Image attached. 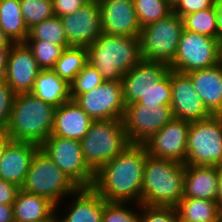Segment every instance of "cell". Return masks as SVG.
<instances>
[{"mask_svg":"<svg viewBox=\"0 0 222 222\" xmlns=\"http://www.w3.org/2000/svg\"><path fill=\"white\" fill-rule=\"evenodd\" d=\"M147 155L144 144H129L122 153L95 173L92 188L105 201L128 204L136 201L138 208L141 204L143 171Z\"/></svg>","mask_w":222,"mask_h":222,"instance_id":"obj_1","label":"cell"},{"mask_svg":"<svg viewBox=\"0 0 222 222\" xmlns=\"http://www.w3.org/2000/svg\"><path fill=\"white\" fill-rule=\"evenodd\" d=\"M87 60L104 81H121L141 60L139 37L102 33L86 47Z\"/></svg>","mask_w":222,"mask_h":222,"instance_id":"obj_2","label":"cell"},{"mask_svg":"<svg viewBox=\"0 0 222 222\" xmlns=\"http://www.w3.org/2000/svg\"><path fill=\"white\" fill-rule=\"evenodd\" d=\"M185 164L146 156L141 204L175 207L183 198Z\"/></svg>","mask_w":222,"mask_h":222,"instance_id":"obj_3","label":"cell"},{"mask_svg":"<svg viewBox=\"0 0 222 222\" xmlns=\"http://www.w3.org/2000/svg\"><path fill=\"white\" fill-rule=\"evenodd\" d=\"M55 108L32 93L16 94L6 130L8 136L40 146L51 135Z\"/></svg>","mask_w":222,"mask_h":222,"instance_id":"obj_4","label":"cell"},{"mask_svg":"<svg viewBox=\"0 0 222 222\" xmlns=\"http://www.w3.org/2000/svg\"><path fill=\"white\" fill-rule=\"evenodd\" d=\"M80 142L84 160L94 173L130 144L120 119L93 120Z\"/></svg>","mask_w":222,"mask_h":222,"instance_id":"obj_5","label":"cell"},{"mask_svg":"<svg viewBox=\"0 0 222 222\" xmlns=\"http://www.w3.org/2000/svg\"><path fill=\"white\" fill-rule=\"evenodd\" d=\"M21 189L48 198L57 211L63 196L71 197L79 187L40 148L31 161Z\"/></svg>","mask_w":222,"mask_h":222,"instance_id":"obj_6","label":"cell"},{"mask_svg":"<svg viewBox=\"0 0 222 222\" xmlns=\"http://www.w3.org/2000/svg\"><path fill=\"white\" fill-rule=\"evenodd\" d=\"M183 29L182 18L174 12L143 27L139 36L142 60L170 65L176 56Z\"/></svg>","mask_w":222,"mask_h":222,"instance_id":"obj_7","label":"cell"},{"mask_svg":"<svg viewBox=\"0 0 222 222\" xmlns=\"http://www.w3.org/2000/svg\"><path fill=\"white\" fill-rule=\"evenodd\" d=\"M222 163V115L190 122L184 164L217 166Z\"/></svg>","mask_w":222,"mask_h":222,"instance_id":"obj_8","label":"cell"},{"mask_svg":"<svg viewBox=\"0 0 222 222\" xmlns=\"http://www.w3.org/2000/svg\"><path fill=\"white\" fill-rule=\"evenodd\" d=\"M222 62V41L183 29L170 69L187 74Z\"/></svg>","mask_w":222,"mask_h":222,"instance_id":"obj_9","label":"cell"},{"mask_svg":"<svg viewBox=\"0 0 222 222\" xmlns=\"http://www.w3.org/2000/svg\"><path fill=\"white\" fill-rule=\"evenodd\" d=\"M40 148L79 188H92L95 173L84 160L79 140L49 136Z\"/></svg>","mask_w":222,"mask_h":222,"instance_id":"obj_10","label":"cell"},{"mask_svg":"<svg viewBox=\"0 0 222 222\" xmlns=\"http://www.w3.org/2000/svg\"><path fill=\"white\" fill-rule=\"evenodd\" d=\"M173 118L170 105L137 102L126 105L122 120L130 144H144Z\"/></svg>","mask_w":222,"mask_h":222,"instance_id":"obj_11","label":"cell"},{"mask_svg":"<svg viewBox=\"0 0 222 222\" xmlns=\"http://www.w3.org/2000/svg\"><path fill=\"white\" fill-rule=\"evenodd\" d=\"M92 120L123 119L125 103L121 81H104L74 100Z\"/></svg>","mask_w":222,"mask_h":222,"instance_id":"obj_12","label":"cell"},{"mask_svg":"<svg viewBox=\"0 0 222 222\" xmlns=\"http://www.w3.org/2000/svg\"><path fill=\"white\" fill-rule=\"evenodd\" d=\"M190 122L173 118L144 143L148 155L185 163Z\"/></svg>","mask_w":222,"mask_h":222,"instance_id":"obj_13","label":"cell"},{"mask_svg":"<svg viewBox=\"0 0 222 222\" xmlns=\"http://www.w3.org/2000/svg\"><path fill=\"white\" fill-rule=\"evenodd\" d=\"M70 46L87 47L103 33L97 1H89L74 13L60 17Z\"/></svg>","mask_w":222,"mask_h":222,"instance_id":"obj_14","label":"cell"},{"mask_svg":"<svg viewBox=\"0 0 222 222\" xmlns=\"http://www.w3.org/2000/svg\"><path fill=\"white\" fill-rule=\"evenodd\" d=\"M170 83L172 86L170 106L174 118L195 122L212 116L204 106L187 74L170 69Z\"/></svg>","mask_w":222,"mask_h":222,"instance_id":"obj_15","label":"cell"},{"mask_svg":"<svg viewBox=\"0 0 222 222\" xmlns=\"http://www.w3.org/2000/svg\"><path fill=\"white\" fill-rule=\"evenodd\" d=\"M34 55L25 43H14L8 56L5 82L15 94L31 93L40 73Z\"/></svg>","mask_w":222,"mask_h":222,"instance_id":"obj_16","label":"cell"},{"mask_svg":"<svg viewBox=\"0 0 222 222\" xmlns=\"http://www.w3.org/2000/svg\"><path fill=\"white\" fill-rule=\"evenodd\" d=\"M103 33L139 37L141 26L133 0H101L98 2Z\"/></svg>","mask_w":222,"mask_h":222,"instance_id":"obj_17","label":"cell"},{"mask_svg":"<svg viewBox=\"0 0 222 222\" xmlns=\"http://www.w3.org/2000/svg\"><path fill=\"white\" fill-rule=\"evenodd\" d=\"M169 70L168 64L141 60L122 77L121 84L125 105L141 100L149 87L157 83Z\"/></svg>","mask_w":222,"mask_h":222,"instance_id":"obj_18","label":"cell"},{"mask_svg":"<svg viewBox=\"0 0 222 222\" xmlns=\"http://www.w3.org/2000/svg\"><path fill=\"white\" fill-rule=\"evenodd\" d=\"M39 149L36 143L10 140L0 159V179L21 189L31 161Z\"/></svg>","mask_w":222,"mask_h":222,"instance_id":"obj_19","label":"cell"},{"mask_svg":"<svg viewBox=\"0 0 222 222\" xmlns=\"http://www.w3.org/2000/svg\"><path fill=\"white\" fill-rule=\"evenodd\" d=\"M204 106L212 115H222V62L187 73Z\"/></svg>","mask_w":222,"mask_h":222,"instance_id":"obj_20","label":"cell"},{"mask_svg":"<svg viewBox=\"0 0 222 222\" xmlns=\"http://www.w3.org/2000/svg\"><path fill=\"white\" fill-rule=\"evenodd\" d=\"M92 119L73 100L55 108L53 128L50 136L81 140L92 123Z\"/></svg>","mask_w":222,"mask_h":222,"instance_id":"obj_21","label":"cell"},{"mask_svg":"<svg viewBox=\"0 0 222 222\" xmlns=\"http://www.w3.org/2000/svg\"><path fill=\"white\" fill-rule=\"evenodd\" d=\"M217 187L216 166L185 164L183 197L216 201Z\"/></svg>","mask_w":222,"mask_h":222,"instance_id":"obj_22","label":"cell"},{"mask_svg":"<svg viewBox=\"0 0 222 222\" xmlns=\"http://www.w3.org/2000/svg\"><path fill=\"white\" fill-rule=\"evenodd\" d=\"M13 206L14 222L57 220L56 205L48 198L19 189Z\"/></svg>","mask_w":222,"mask_h":222,"instance_id":"obj_23","label":"cell"},{"mask_svg":"<svg viewBox=\"0 0 222 222\" xmlns=\"http://www.w3.org/2000/svg\"><path fill=\"white\" fill-rule=\"evenodd\" d=\"M66 216L57 222H102L103 198L93 188H79Z\"/></svg>","mask_w":222,"mask_h":222,"instance_id":"obj_24","label":"cell"},{"mask_svg":"<svg viewBox=\"0 0 222 222\" xmlns=\"http://www.w3.org/2000/svg\"><path fill=\"white\" fill-rule=\"evenodd\" d=\"M31 93L54 107L71 100L70 84L52 69H41Z\"/></svg>","mask_w":222,"mask_h":222,"instance_id":"obj_25","label":"cell"},{"mask_svg":"<svg viewBox=\"0 0 222 222\" xmlns=\"http://www.w3.org/2000/svg\"><path fill=\"white\" fill-rule=\"evenodd\" d=\"M175 208L179 216L191 222H222V208L216 201L183 197Z\"/></svg>","mask_w":222,"mask_h":222,"instance_id":"obj_26","label":"cell"},{"mask_svg":"<svg viewBox=\"0 0 222 222\" xmlns=\"http://www.w3.org/2000/svg\"><path fill=\"white\" fill-rule=\"evenodd\" d=\"M0 28L13 43H24L29 35L20 8V0H0Z\"/></svg>","mask_w":222,"mask_h":222,"instance_id":"obj_27","label":"cell"},{"mask_svg":"<svg viewBox=\"0 0 222 222\" xmlns=\"http://www.w3.org/2000/svg\"><path fill=\"white\" fill-rule=\"evenodd\" d=\"M87 63L86 47L71 46L63 51L52 70L70 84Z\"/></svg>","mask_w":222,"mask_h":222,"instance_id":"obj_28","label":"cell"},{"mask_svg":"<svg viewBox=\"0 0 222 222\" xmlns=\"http://www.w3.org/2000/svg\"><path fill=\"white\" fill-rule=\"evenodd\" d=\"M185 30L218 39L216 6L182 17Z\"/></svg>","mask_w":222,"mask_h":222,"instance_id":"obj_29","label":"cell"},{"mask_svg":"<svg viewBox=\"0 0 222 222\" xmlns=\"http://www.w3.org/2000/svg\"><path fill=\"white\" fill-rule=\"evenodd\" d=\"M26 40H42L61 46H70L65 36L60 17L53 16L29 29Z\"/></svg>","mask_w":222,"mask_h":222,"instance_id":"obj_30","label":"cell"},{"mask_svg":"<svg viewBox=\"0 0 222 222\" xmlns=\"http://www.w3.org/2000/svg\"><path fill=\"white\" fill-rule=\"evenodd\" d=\"M133 6L141 28L173 12L166 0H133Z\"/></svg>","mask_w":222,"mask_h":222,"instance_id":"obj_31","label":"cell"},{"mask_svg":"<svg viewBox=\"0 0 222 222\" xmlns=\"http://www.w3.org/2000/svg\"><path fill=\"white\" fill-rule=\"evenodd\" d=\"M24 43L31 50L41 69H52L63 51L71 47L56 45L42 40H25Z\"/></svg>","mask_w":222,"mask_h":222,"instance_id":"obj_32","label":"cell"},{"mask_svg":"<svg viewBox=\"0 0 222 222\" xmlns=\"http://www.w3.org/2000/svg\"><path fill=\"white\" fill-rule=\"evenodd\" d=\"M20 8L28 30L34 25L55 16L53 0H20Z\"/></svg>","mask_w":222,"mask_h":222,"instance_id":"obj_33","label":"cell"},{"mask_svg":"<svg viewBox=\"0 0 222 222\" xmlns=\"http://www.w3.org/2000/svg\"><path fill=\"white\" fill-rule=\"evenodd\" d=\"M104 82L97 69L87 63L84 68L75 76L70 83L71 100H74L78 95L89 92L96 86Z\"/></svg>","mask_w":222,"mask_h":222,"instance_id":"obj_34","label":"cell"},{"mask_svg":"<svg viewBox=\"0 0 222 222\" xmlns=\"http://www.w3.org/2000/svg\"><path fill=\"white\" fill-rule=\"evenodd\" d=\"M172 100V86L170 70L155 84L149 87L139 104L170 105Z\"/></svg>","mask_w":222,"mask_h":222,"instance_id":"obj_35","label":"cell"},{"mask_svg":"<svg viewBox=\"0 0 222 222\" xmlns=\"http://www.w3.org/2000/svg\"><path fill=\"white\" fill-rule=\"evenodd\" d=\"M127 202H108L103 199L102 222H140V213L125 207Z\"/></svg>","mask_w":222,"mask_h":222,"instance_id":"obj_36","label":"cell"},{"mask_svg":"<svg viewBox=\"0 0 222 222\" xmlns=\"http://www.w3.org/2000/svg\"><path fill=\"white\" fill-rule=\"evenodd\" d=\"M139 212L140 222H175L176 208L173 206L139 204Z\"/></svg>","mask_w":222,"mask_h":222,"instance_id":"obj_37","label":"cell"},{"mask_svg":"<svg viewBox=\"0 0 222 222\" xmlns=\"http://www.w3.org/2000/svg\"><path fill=\"white\" fill-rule=\"evenodd\" d=\"M16 94L5 82L0 81V131L6 132Z\"/></svg>","mask_w":222,"mask_h":222,"instance_id":"obj_38","label":"cell"},{"mask_svg":"<svg viewBox=\"0 0 222 222\" xmlns=\"http://www.w3.org/2000/svg\"><path fill=\"white\" fill-rule=\"evenodd\" d=\"M215 3L216 0H181L173 12L182 18L189 13L214 7Z\"/></svg>","mask_w":222,"mask_h":222,"instance_id":"obj_39","label":"cell"},{"mask_svg":"<svg viewBox=\"0 0 222 222\" xmlns=\"http://www.w3.org/2000/svg\"><path fill=\"white\" fill-rule=\"evenodd\" d=\"M87 2H89V0H53L54 14L55 16L61 17L74 13Z\"/></svg>","mask_w":222,"mask_h":222,"instance_id":"obj_40","label":"cell"},{"mask_svg":"<svg viewBox=\"0 0 222 222\" xmlns=\"http://www.w3.org/2000/svg\"><path fill=\"white\" fill-rule=\"evenodd\" d=\"M19 187L0 179V204H13Z\"/></svg>","mask_w":222,"mask_h":222,"instance_id":"obj_41","label":"cell"},{"mask_svg":"<svg viewBox=\"0 0 222 222\" xmlns=\"http://www.w3.org/2000/svg\"><path fill=\"white\" fill-rule=\"evenodd\" d=\"M10 50L11 47L0 48V81L5 78Z\"/></svg>","mask_w":222,"mask_h":222,"instance_id":"obj_42","label":"cell"},{"mask_svg":"<svg viewBox=\"0 0 222 222\" xmlns=\"http://www.w3.org/2000/svg\"><path fill=\"white\" fill-rule=\"evenodd\" d=\"M0 222H14L12 204H0Z\"/></svg>","mask_w":222,"mask_h":222,"instance_id":"obj_43","label":"cell"},{"mask_svg":"<svg viewBox=\"0 0 222 222\" xmlns=\"http://www.w3.org/2000/svg\"><path fill=\"white\" fill-rule=\"evenodd\" d=\"M216 16H217V30H218V39L222 41V0H216Z\"/></svg>","mask_w":222,"mask_h":222,"instance_id":"obj_44","label":"cell"},{"mask_svg":"<svg viewBox=\"0 0 222 222\" xmlns=\"http://www.w3.org/2000/svg\"><path fill=\"white\" fill-rule=\"evenodd\" d=\"M218 175V187L216 202L222 208V163L216 166Z\"/></svg>","mask_w":222,"mask_h":222,"instance_id":"obj_45","label":"cell"},{"mask_svg":"<svg viewBox=\"0 0 222 222\" xmlns=\"http://www.w3.org/2000/svg\"><path fill=\"white\" fill-rule=\"evenodd\" d=\"M11 138L8 136L7 132L0 131V159L2 157L3 151Z\"/></svg>","mask_w":222,"mask_h":222,"instance_id":"obj_46","label":"cell"},{"mask_svg":"<svg viewBox=\"0 0 222 222\" xmlns=\"http://www.w3.org/2000/svg\"><path fill=\"white\" fill-rule=\"evenodd\" d=\"M13 44L14 43L10 40V38L0 28V48L12 47Z\"/></svg>","mask_w":222,"mask_h":222,"instance_id":"obj_47","label":"cell"},{"mask_svg":"<svg viewBox=\"0 0 222 222\" xmlns=\"http://www.w3.org/2000/svg\"><path fill=\"white\" fill-rule=\"evenodd\" d=\"M169 6L174 9L181 0H166Z\"/></svg>","mask_w":222,"mask_h":222,"instance_id":"obj_48","label":"cell"},{"mask_svg":"<svg viewBox=\"0 0 222 222\" xmlns=\"http://www.w3.org/2000/svg\"><path fill=\"white\" fill-rule=\"evenodd\" d=\"M175 222H191V221L186 220V219H184L183 217L179 216V215L177 214V211H176Z\"/></svg>","mask_w":222,"mask_h":222,"instance_id":"obj_49","label":"cell"},{"mask_svg":"<svg viewBox=\"0 0 222 222\" xmlns=\"http://www.w3.org/2000/svg\"><path fill=\"white\" fill-rule=\"evenodd\" d=\"M37 222H57V220H43V221H37Z\"/></svg>","mask_w":222,"mask_h":222,"instance_id":"obj_50","label":"cell"}]
</instances>
